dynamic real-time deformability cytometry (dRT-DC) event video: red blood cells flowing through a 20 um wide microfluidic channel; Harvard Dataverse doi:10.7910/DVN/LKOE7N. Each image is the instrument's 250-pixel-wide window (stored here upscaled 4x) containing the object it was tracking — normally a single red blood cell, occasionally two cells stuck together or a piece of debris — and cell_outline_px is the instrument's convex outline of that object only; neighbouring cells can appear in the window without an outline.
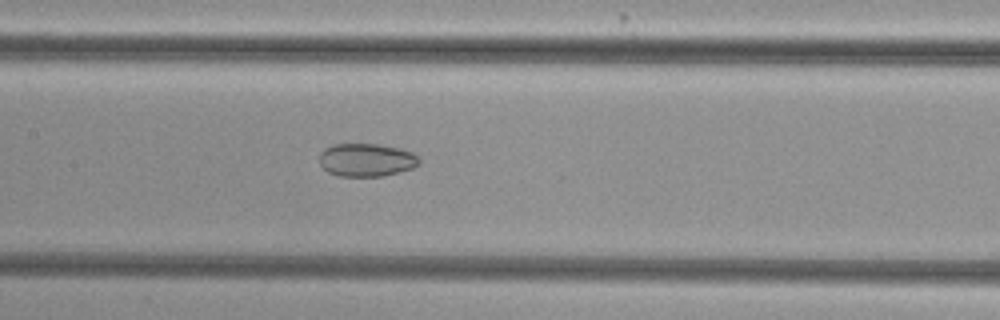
{"species": "common noctule bat (a hibernating species)", "species_latin": "Nyctalus noctula", "temperature_condition": "cold", "stored_images_in_passage": 42, "segment_of_instrument_passage": [2, 2], "camera_frame_rate_fps": 3000, "um_per_image_px": 0.085, "animal": {"sex": "female", "body_mass_g": 29.2, "forearm_length_mm": 56.3}, "frame": {"image": 1, "passage_image": 24, "time_ms": 7.667, "image_size_px": [1000, 320], "cell_outline_px": [[420, 164], [412, 168], [380, 176], [336, 176], [328, 172], [320, 164], [320, 152], [324, 148], [336, 144], [376, 144], [400, 148], [412, 152], [420, 160]], "centroid_in_image_um": [31.13, 13.59], "position_along_channel_um": 176.3, "area_um2": 19.13}}
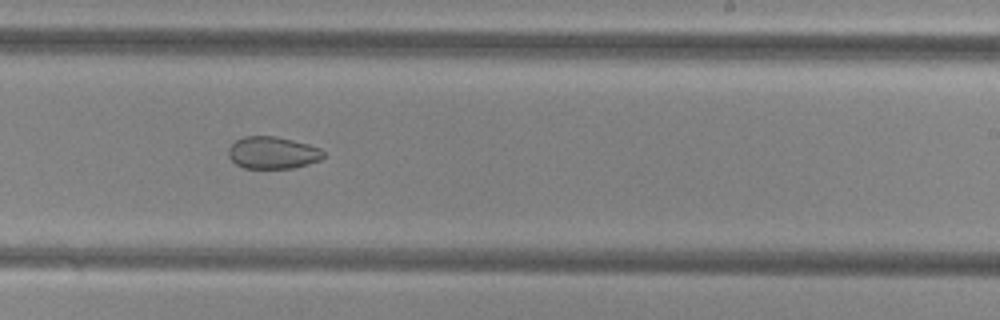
{"frame": {"image": 2, "passage_image": 31, "time_ms": 10.0, "image_size_px": [1000, 320], "cell_outline_px": [[324, 156], [320, 160], [308, 164], [292, 168], [244, 168], [236, 164], [228, 156], [228, 148], [236, 140], [244, 136], [276, 136], [308, 144], [320, 148], [324, 152]], "centroid_in_image_um": [23.17, 12.98], "position_along_channel_um": 265.8, "area_um2": 17.8}}
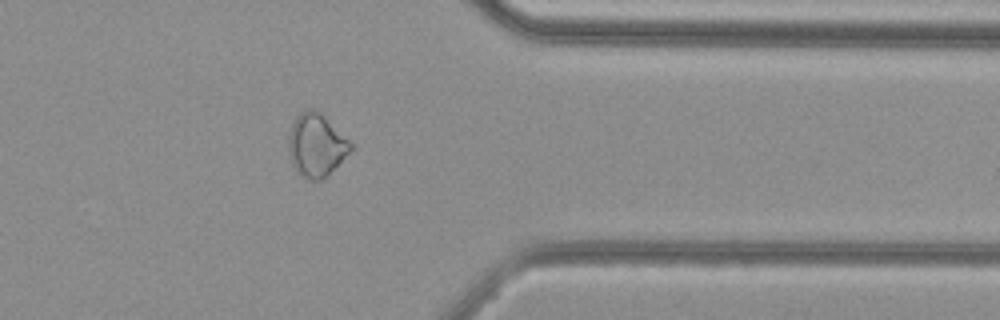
{"frame": {"image": 3, "passage_image": 41, "time_ms": 13.333, "image_size_px": [1000, 320], "cell_outline_px": [[352, 148], [328, 176], [320, 180], [312, 180], [300, 176], [292, 164], [288, 148], [288, 136], [292, 124], [296, 116], [300, 112], [308, 108], [312, 108], [320, 112], [352, 144]], "centroid_in_image_um": [26.85, 12.34], "position_along_channel_um": 384.6, "area_um2": 22.6}}